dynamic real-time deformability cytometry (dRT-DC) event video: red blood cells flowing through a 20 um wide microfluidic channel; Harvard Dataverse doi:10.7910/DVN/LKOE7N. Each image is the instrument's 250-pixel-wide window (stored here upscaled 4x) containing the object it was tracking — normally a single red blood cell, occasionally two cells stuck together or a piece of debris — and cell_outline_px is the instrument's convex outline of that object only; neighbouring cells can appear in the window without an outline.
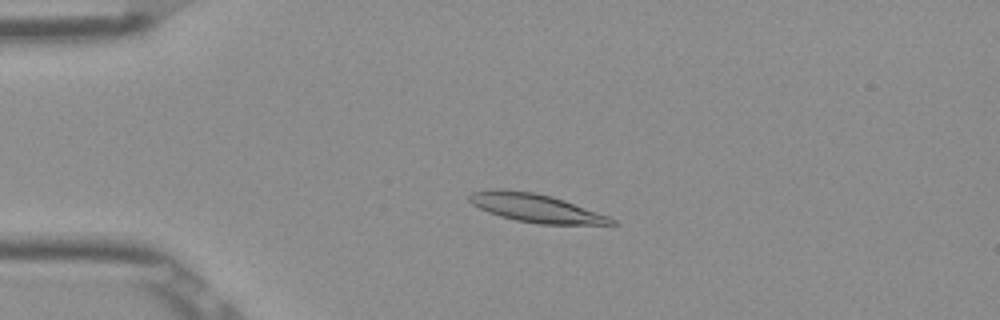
{"species": "Egyptian fruit bat (a non-hibernating species)", "species_latin": "Rousettus aegyptiacus", "temperature_condition": "room temperature", "stored_images_in_passage": 53, "camera_frame_rate_fps": 3000, "um_per_image_px": 0.085, "frame": {"image": 1, "passage_image": 13, "time_ms": 4.0, "image_size_px": [1000, 320], "cell_outline_px": [[616, 224], [540, 224], [516, 220], [500, 216], [488, 212], [472, 204], [468, 200], [468, 196], [472, 192], [496, 188], [504, 188], [536, 192], [552, 196], [564, 200], [608, 216], [616, 220]], "centroid_in_image_um": [45.49, 17.66], "position_along_channel_um": 39.5, "area_um2": 23.47}}
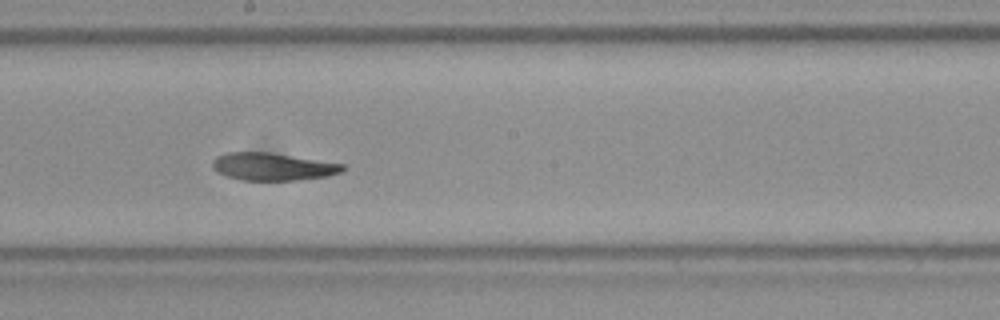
{"frame": {"image": 2, "passage_image": 30, "time_ms": 9.667, "image_size_px": [1000, 320], "cell_outline_px": [[348, 168], [340, 172], [328, 176], [300, 180], [240, 180], [228, 176], [220, 172], [212, 164], [212, 160], [216, 156], [224, 152], [268, 152], [344, 164]], "centroid_in_image_um": [23.21, 14.16], "position_along_channel_um": 225.0, "area_um2": 20.81}}
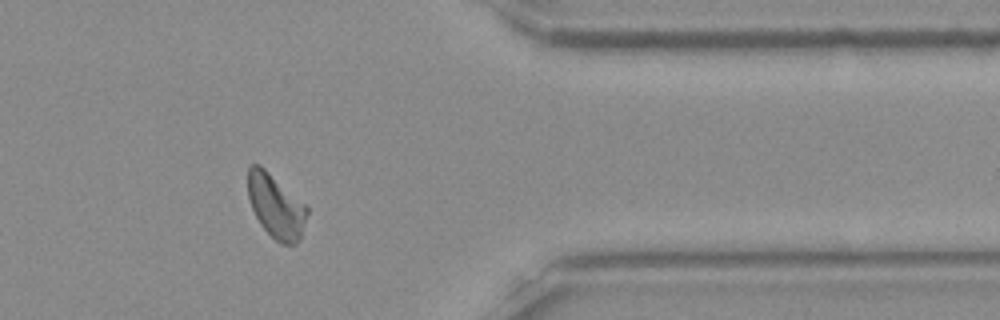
{"frame": {"image": 3, "passage_image": 44, "time_ms": 14.333, "image_size_px": [1000, 320], "cell_outline_px": [[308, 212], [300, 240], [296, 244], [280, 244], [260, 224], [252, 208], [248, 196], [248, 168], [252, 164], [260, 164], [304, 204], [308, 208]], "centroid_in_image_um": [23.45, 17.53], "position_along_channel_um": 388.0, "area_um2": 21.68}, "authors_computed_cell_mechanics": {"area_um2": 22.0218, "velocity_mm_per_s": 3.8643, "shape_relaxation_time_tau1_ms": 11.2941, "shape_relaxation_time_tau2_ms": 2.895, "deformation_change_tau1": 0.2948, "deformation_change_tau2": 0.096}}